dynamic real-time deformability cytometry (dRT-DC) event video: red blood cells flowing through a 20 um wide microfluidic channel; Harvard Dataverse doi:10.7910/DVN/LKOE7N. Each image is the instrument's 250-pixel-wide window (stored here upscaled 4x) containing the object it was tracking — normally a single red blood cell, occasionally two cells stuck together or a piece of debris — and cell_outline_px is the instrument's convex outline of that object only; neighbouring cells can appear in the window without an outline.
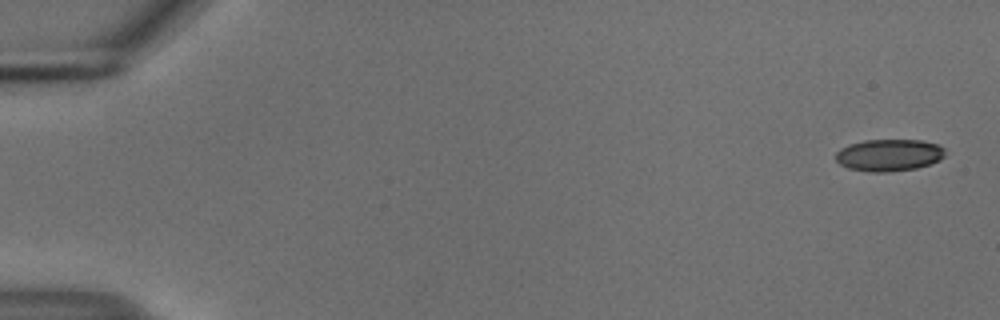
{"species": "common noctule bat (a hibernating species)", "species_latin": "Nyctalus noctula", "temperature_condition": "cold", "stored_images_in_passage": 21, "camera_frame_rate_fps": 3000, "um_per_image_px": 0.085, "animal": {"sex": "male", "body_mass_g": 18.8}, "frame": {"image": 1, "passage_image": 1, "time_ms": 0.0, "image_size_px": [1000, 320], "cell_outline_px": [[948, 152], [940, 160], [916, 168], [892, 172], [868, 172], [848, 168], [840, 164], [836, 160], [836, 152], [840, 148], [848, 144], [864, 140], [920, 140], [936, 144], [944, 148]], "centroid_in_image_um": [75.56, 13.18], "position_along_channel_um": 9.4, "area_um2": 20.58}}
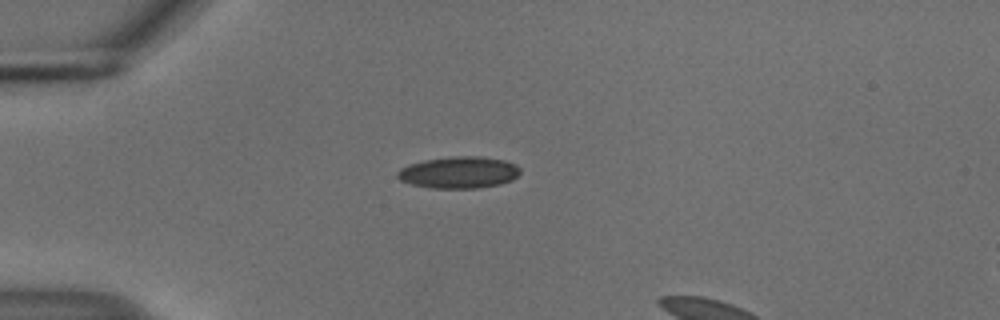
{"frame": {"image": 2, "passage_image": 14, "time_ms": 4.333, "image_size_px": [1000, 320], "cell_outline_px": [[520, 172], [512, 180], [500, 184], [476, 188], [432, 188], [412, 184], [400, 180], [396, 176], [396, 172], [400, 168], [408, 164], [424, 160], [448, 156], [480, 156], [504, 160], [516, 164], [520, 168]], "centroid_in_image_um": [38.99, 14.64], "position_along_channel_um": 46.0, "area_um2": 22.83}}
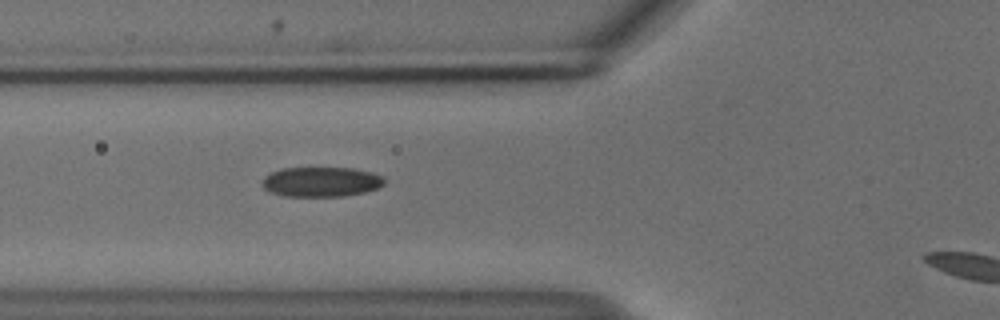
{"frame": {"image": 3, "passage_image": 20, "time_ms": 6.333, "image_size_px": [1000, 320], "cell_outline_px": [[384, 184], [376, 188], [364, 192], [344, 196], [284, 196], [272, 192], [264, 188], [260, 184], [264, 176], [272, 172], [284, 168], [356, 168], [372, 172], [384, 176]], "centroid_in_image_um": [27.3, 15.45], "position_along_channel_um": 98.5, "area_um2": 21.27}}